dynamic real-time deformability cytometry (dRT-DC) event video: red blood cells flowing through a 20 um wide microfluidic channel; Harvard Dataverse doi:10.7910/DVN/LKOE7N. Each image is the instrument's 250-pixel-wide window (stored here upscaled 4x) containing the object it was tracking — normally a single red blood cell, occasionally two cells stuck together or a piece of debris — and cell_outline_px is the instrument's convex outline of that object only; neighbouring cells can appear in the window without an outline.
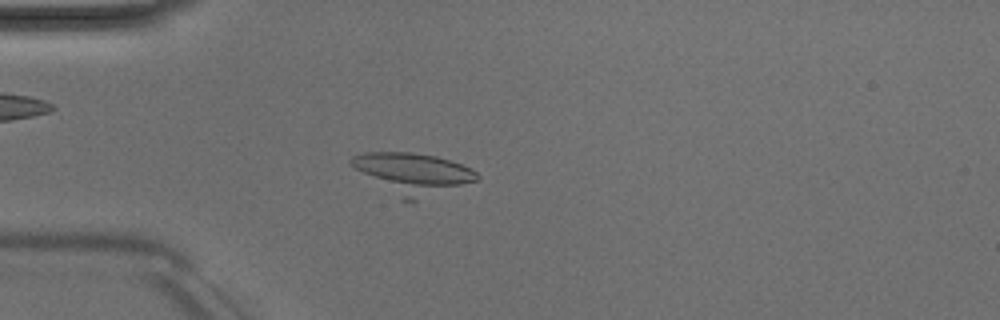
{"species": "Egyptian fruit bat (a non-hibernating species)", "species_latin": "Rousettus aegyptiacus", "temperature_condition": "room temperature", "stored_images_in_passage": 52, "camera_frame_rate_fps": 3000, "um_per_image_px": 0.085, "animal": {"sex": "male"}, "frame": {"image": 1, "passage_image": 15, "time_ms": 4.667, "image_size_px": [1000, 320], "cell_outline_px": [[480, 180], [412, 204], [400, 200], [356, 168], [348, 160], [352, 156], [364, 152], [412, 152], [436, 156], [460, 164], [476, 172], [480, 176]], "centroid_in_image_um": [35.14, 14.79], "position_along_channel_um": 49.9, "area_um2": 30.29}}